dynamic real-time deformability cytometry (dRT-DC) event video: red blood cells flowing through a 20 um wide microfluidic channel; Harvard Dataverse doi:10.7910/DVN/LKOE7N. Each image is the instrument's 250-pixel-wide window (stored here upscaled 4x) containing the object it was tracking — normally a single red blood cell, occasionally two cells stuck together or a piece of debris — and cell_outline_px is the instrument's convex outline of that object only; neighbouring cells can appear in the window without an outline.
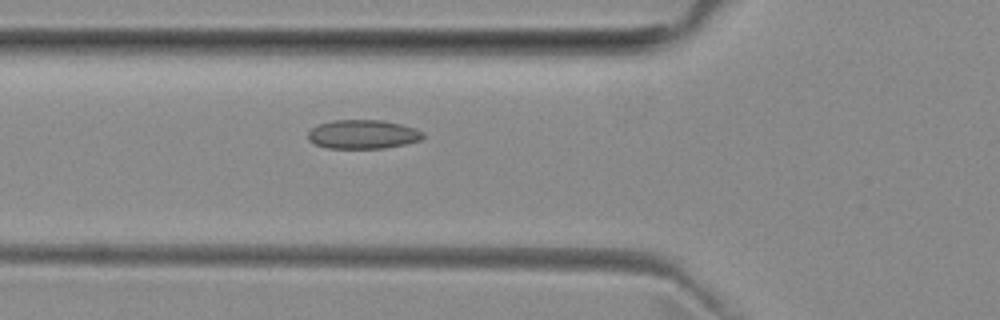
{"species": "common noctule bat (a hibernating species)", "species_latin": "Nyctalus noctula", "temperature_condition": "room temperature", "stored_images_in_passage": 43, "camera_frame_rate_fps": 3000, "um_per_image_px": 0.085, "animal": {"sex": "female", "body_mass_g": 29.2, "forearm_length_mm": 56.3}, "frame": {"image": 1, "passage_image": 9, "time_ms": 2.667, "image_size_px": [1000, 320], "cell_outline_px": [[424, 136], [420, 140], [404, 144], [384, 148], [328, 148], [316, 144], [308, 140], [308, 132], [312, 128], [320, 124], [332, 120], [384, 120], [416, 128], [424, 132]], "centroid_in_image_um": [30.86, 11.41], "position_along_channel_um": 94.9, "area_um2": 19.36}}
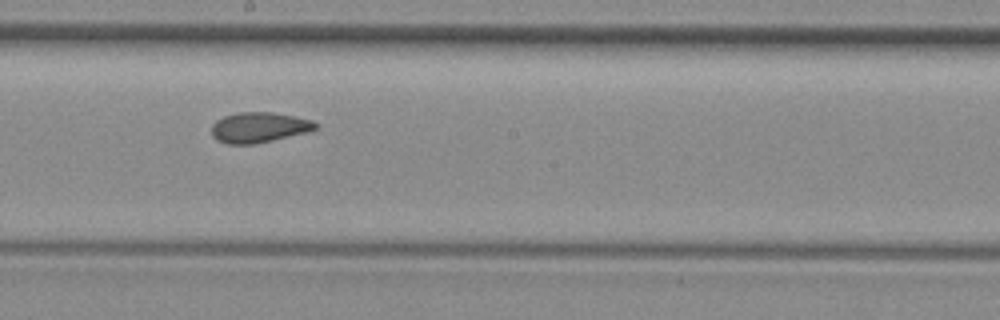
{"frame": {"image": 2, "passage_image": 19, "time_ms": 6.0, "image_size_px": [1000, 320], "cell_outline_px": [[316, 128], [304, 132], [272, 140], [252, 144], [228, 144], [216, 140], [212, 136], [212, 124], [216, 120], [224, 116], [236, 112], [272, 112], [296, 116], [312, 120], [316, 124]], "centroid_in_image_um": [21.95, 10.81], "position_along_channel_um": 226.2, "area_um2": 18.21}}
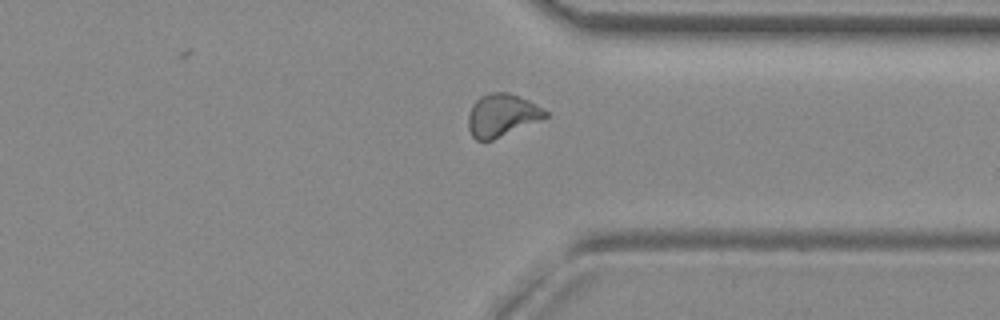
{"frame": {"image": 3, "passage_image": 30, "time_ms": 9.667, "image_size_px": [1000, 320], "cell_outline_px": [[548, 116], [492, 140], [476, 140], [472, 136], [468, 128], [468, 112], [472, 104], [480, 96], [492, 92], [508, 92], [520, 96], [544, 108], [548, 112]], "centroid_in_image_um": [42.63, 9.77], "position_along_channel_um": 368.8, "area_um2": 19.07}, "authors_computed_cell_mechanics": {"area_um2": 18.785, "velocity_mm_per_s": 3.9303, "shape_relaxation_time_tau1_ms": null, "shape_relaxation_time_tau2_ms": 2.8839, "deformation_change_tau1": null, "deformation_change_tau2": 0.0617}}